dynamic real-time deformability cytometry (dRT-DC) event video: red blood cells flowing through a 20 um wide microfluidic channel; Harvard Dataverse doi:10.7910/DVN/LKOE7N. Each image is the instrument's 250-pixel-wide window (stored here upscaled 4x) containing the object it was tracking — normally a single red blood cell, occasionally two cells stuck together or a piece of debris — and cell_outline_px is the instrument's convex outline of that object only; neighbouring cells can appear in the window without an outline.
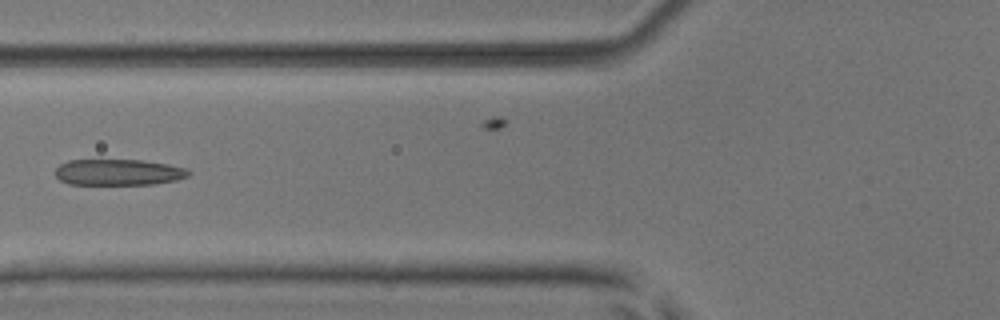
{"species": "common noctule bat (a hibernating species)", "species_latin": "Nyctalus noctula", "temperature_condition": "room temperature", "stored_images_in_passage": 7, "camera_frame_rate_fps": 3000, "um_per_image_px": 0.085, "animal": {"sex": "male", "body_mass_g": 17.9, "forearm_length_mm": 54.2}, "frame": {"image": 1, "passage_image": 5, "time_ms": 1.333, "image_size_px": [1000, 320], "cell_outline_px": [[192, 172], [188, 176], [176, 180], [152, 184], [68, 184], [60, 180], [56, 176], [56, 168], [60, 164], [68, 160], [140, 160], [168, 164], [188, 168]], "centroid_in_image_um": [10.08, 14.64], "position_along_channel_um": 115.7, "area_um2": 20.29}}
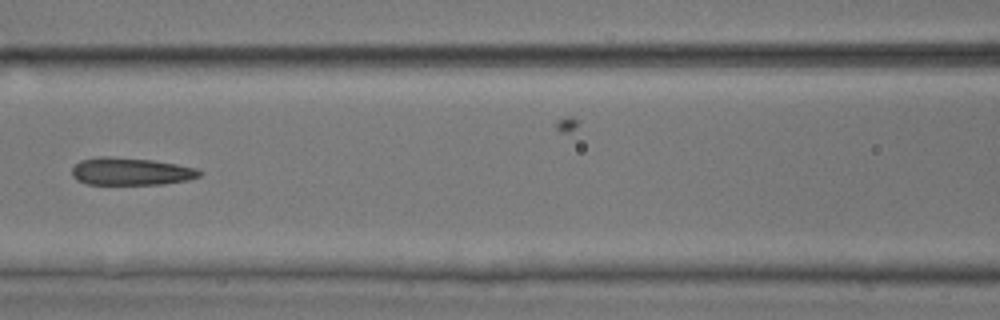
{"frame": {"image": 2, "passage_image": 6, "time_ms": 1.667, "image_size_px": [1000, 320], "cell_outline_px": [[200, 176], [188, 180], [164, 184], [88, 184], [76, 180], [72, 176], [72, 168], [80, 160], [100, 156], [112, 156], [152, 160], [176, 164], [196, 168], [200, 172]], "centroid_in_image_um": [11.09, 14.57], "position_along_channel_um": 155.5, "area_um2": 20.46}}